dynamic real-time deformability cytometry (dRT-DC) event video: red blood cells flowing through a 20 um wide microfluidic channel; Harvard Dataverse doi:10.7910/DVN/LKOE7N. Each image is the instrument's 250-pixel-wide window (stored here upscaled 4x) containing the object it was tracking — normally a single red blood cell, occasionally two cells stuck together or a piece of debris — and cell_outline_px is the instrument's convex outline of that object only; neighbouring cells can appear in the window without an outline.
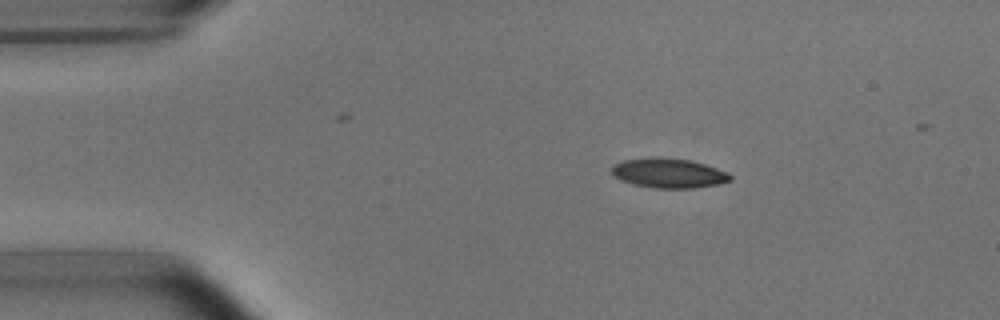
{"species": "common noctule bat (a hibernating species)", "species_latin": "Nyctalus noctula", "temperature_condition": "room temperature", "stored_images_in_passage": 46, "camera_frame_rate_fps": 3000, "um_per_image_px": 0.085, "animal": {"sex": "male", "body_mass_g": 15.6}, "frame": {"image": 1, "passage_image": 8, "time_ms": 2.333, "image_size_px": [1000, 320], "cell_outline_px": [[732, 180], [716, 184], [692, 188], [656, 188], [636, 184], [620, 180], [612, 176], [612, 164], [624, 160], [652, 156], [660, 156], [692, 160], [728, 172], [732, 176]], "centroid_in_image_um": [56.81, 14.69], "position_along_channel_um": 28.2, "area_um2": 20.63}}
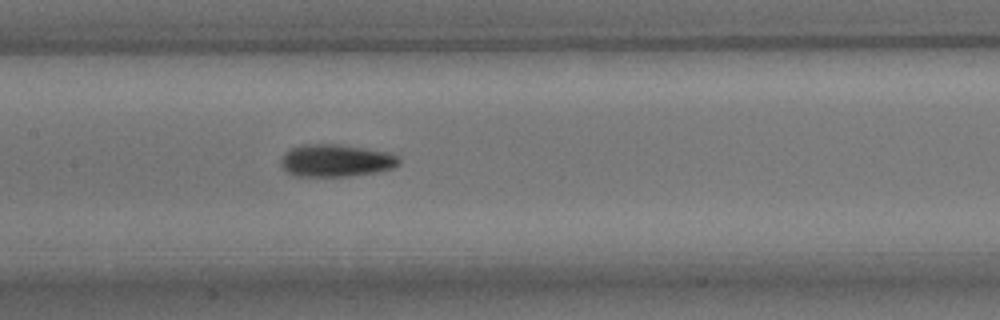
{"frame": {"image": 2, "passage_image": 24, "time_ms": 7.667, "image_size_px": [1000, 320], "cell_outline_px": [[400, 164], [392, 168], [376, 172], [348, 176], [292, 176], [280, 164], [280, 160], [284, 152], [288, 148], [300, 144], [336, 144], [384, 152], [396, 156], [400, 160]], "centroid_in_image_um": [28.47, 13.65], "position_along_channel_um": 178.9, "area_um2": 22.2}}
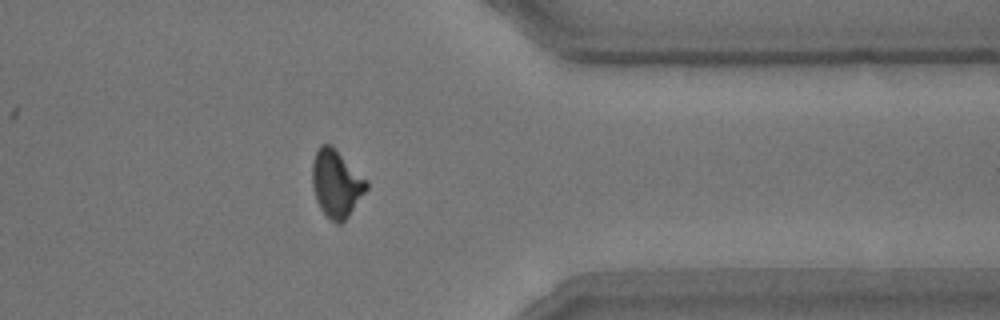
{"frame": {"image": 3, "passage_image": 41, "time_ms": 13.333, "image_size_px": [1000, 320], "cell_outline_px": [[368, 188], [348, 216], [340, 224], [336, 224], [320, 208], [316, 200], [312, 184], [312, 160], [316, 148], [320, 144], [332, 144], [368, 180]], "centroid_in_image_um": [28.58, 15.54], "position_along_channel_um": 382.8, "area_um2": 21.5}}